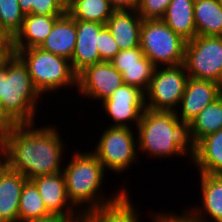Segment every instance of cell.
I'll return each mask as SVG.
<instances>
[{
  "label": "cell",
  "instance_id": "obj_1",
  "mask_svg": "<svg viewBox=\"0 0 222 222\" xmlns=\"http://www.w3.org/2000/svg\"><path fill=\"white\" fill-rule=\"evenodd\" d=\"M17 125L0 143V158L27 180L62 172L64 141L54 126ZM62 161V163H61Z\"/></svg>",
  "mask_w": 222,
  "mask_h": 222
},
{
  "label": "cell",
  "instance_id": "obj_2",
  "mask_svg": "<svg viewBox=\"0 0 222 222\" xmlns=\"http://www.w3.org/2000/svg\"><path fill=\"white\" fill-rule=\"evenodd\" d=\"M137 130V150L149 158H169L195 154V144L190 135V123L181 122L175 111L145 109Z\"/></svg>",
  "mask_w": 222,
  "mask_h": 222
},
{
  "label": "cell",
  "instance_id": "obj_3",
  "mask_svg": "<svg viewBox=\"0 0 222 222\" xmlns=\"http://www.w3.org/2000/svg\"><path fill=\"white\" fill-rule=\"evenodd\" d=\"M70 159L69 163L63 166L62 172L68 198L76 209L79 208L82 215L115 200L124 190H127L123 186L113 196L110 195L107 198L101 195L103 190L100 188L106 171L92 150L82 153L76 151Z\"/></svg>",
  "mask_w": 222,
  "mask_h": 222
},
{
  "label": "cell",
  "instance_id": "obj_4",
  "mask_svg": "<svg viewBox=\"0 0 222 222\" xmlns=\"http://www.w3.org/2000/svg\"><path fill=\"white\" fill-rule=\"evenodd\" d=\"M27 66L16 55L7 56L0 64V104L17 124L35 123L39 98Z\"/></svg>",
  "mask_w": 222,
  "mask_h": 222
},
{
  "label": "cell",
  "instance_id": "obj_5",
  "mask_svg": "<svg viewBox=\"0 0 222 222\" xmlns=\"http://www.w3.org/2000/svg\"><path fill=\"white\" fill-rule=\"evenodd\" d=\"M27 66L35 88L41 95L61 88L77 87V74L71 61L41 47L18 50L15 53Z\"/></svg>",
  "mask_w": 222,
  "mask_h": 222
},
{
  "label": "cell",
  "instance_id": "obj_6",
  "mask_svg": "<svg viewBox=\"0 0 222 222\" xmlns=\"http://www.w3.org/2000/svg\"><path fill=\"white\" fill-rule=\"evenodd\" d=\"M186 42L162 19H143L140 48L155 67L183 64Z\"/></svg>",
  "mask_w": 222,
  "mask_h": 222
},
{
  "label": "cell",
  "instance_id": "obj_7",
  "mask_svg": "<svg viewBox=\"0 0 222 222\" xmlns=\"http://www.w3.org/2000/svg\"><path fill=\"white\" fill-rule=\"evenodd\" d=\"M131 127L109 126L104 129L99 138L97 146L92 151L103 165L105 171L108 169L115 174H120L130 169L133 162H137V138Z\"/></svg>",
  "mask_w": 222,
  "mask_h": 222
},
{
  "label": "cell",
  "instance_id": "obj_8",
  "mask_svg": "<svg viewBox=\"0 0 222 222\" xmlns=\"http://www.w3.org/2000/svg\"><path fill=\"white\" fill-rule=\"evenodd\" d=\"M183 65L189 77L222 83L221 36L196 35L186 42Z\"/></svg>",
  "mask_w": 222,
  "mask_h": 222
},
{
  "label": "cell",
  "instance_id": "obj_9",
  "mask_svg": "<svg viewBox=\"0 0 222 222\" xmlns=\"http://www.w3.org/2000/svg\"><path fill=\"white\" fill-rule=\"evenodd\" d=\"M188 78L183 64L155 67L145 93L146 108L153 111H177Z\"/></svg>",
  "mask_w": 222,
  "mask_h": 222
},
{
  "label": "cell",
  "instance_id": "obj_10",
  "mask_svg": "<svg viewBox=\"0 0 222 222\" xmlns=\"http://www.w3.org/2000/svg\"><path fill=\"white\" fill-rule=\"evenodd\" d=\"M103 110L118 127H131V123L138 126L142 114L146 109L145 93L128 84L118 87L108 98L100 103ZM130 123V124H129Z\"/></svg>",
  "mask_w": 222,
  "mask_h": 222
},
{
  "label": "cell",
  "instance_id": "obj_11",
  "mask_svg": "<svg viewBox=\"0 0 222 222\" xmlns=\"http://www.w3.org/2000/svg\"><path fill=\"white\" fill-rule=\"evenodd\" d=\"M124 84L122 74L111 62L101 61L86 67L77 75V91L81 96L93 100L108 98L118 87Z\"/></svg>",
  "mask_w": 222,
  "mask_h": 222
},
{
  "label": "cell",
  "instance_id": "obj_12",
  "mask_svg": "<svg viewBox=\"0 0 222 222\" xmlns=\"http://www.w3.org/2000/svg\"><path fill=\"white\" fill-rule=\"evenodd\" d=\"M220 96L219 83L211 80L189 77L186 82L180 106L177 111H175L176 115L181 122L190 123L206 106L214 102Z\"/></svg>",
  "mask_w": 222,
  "mask_h": 222
},
{
  "label": "cell",
  "instance_id": "obj_13",
  "mask_svg": "<svg viewBox=\"0 0 222 222\" xmlns=\"http://www.w3.org/2000/svg\"><path fill=\"white\" fill-rule=\"evenodd\" d=\"M104 24L76 20V44L71 58V66L78 75L86 67L101 62L98 48L99 31Z\"/></svg>",
  "mask_w": 222,
  "mask_h": 222
},
{
  "label": "cell",
  "instance_id": "obj_14",
  "mask_svg": "<svg viewBox=\"0 0 222 222\" xmlns=\"http://www.w3.org/2000/svg\"><path fill=\"white\" fill-rule=\"evenodd\" d=\"M51 215H82L70 202L63 172L42 175L31 180Z\"/></svg>",
  "mask_w": 222,
  "mask_h": 222
},
{
  "label": "cell",
  "instance_id": "obj_15",
  "mask_svg": "<svg viewBox=\"0 0 222 222\" xmlns=\"http://www.w3.org/2000/svg\"><path fill=\"white\" fill-rule=\"evenodd\" d=\"M27 178L0 158V222L19 221V202Z\"/></svg>",
  "mask_w": 222,
  "mask_h": 222
},
{
  "label": "cell",
  "instance_id": "obj_16",
  "mask_svg": "<svg viewBox=\"0 0 222 222\" xmlns=\"http://www.w3.org/2000/svg\"><path fill=\"white\" fill-rule=\"evenodd\" d=\"M142 22L143 19L137 10H114L105 26L120 50H127L140 46Z\"/></svg>",
  "mask_w": 222,
  "mask_h": 222
},
{
  "label": "cell",
  "instance_id": "obj_17",
  "mask_svg": "<svg viewBox=\"0 0 222 222\" xmlns=\"http://www.w3.org/2000/svg\"><path fill=\"white\" fill-rule=\"evenodd\" d=\"M61 16L26 14L21 29L13 37L14 54L18 50L40 47Z\"/></svg>",
  "mask_w": 222,
  "mask_h": 222
},
{
  "label": "cell",
  "instance_id": "obj_18",
  "mask_svg": "<svg viewBox=\"0 0 222 222\" xmlns=\"http://www.w3.org/2000/svg\"><path fill=\"white\" fill-rule=\"evenodd\" d=\"M200 177L203 206L191 211L203 222H222V175L200 173Z\"/></svg>",
  "mask_w": 222,
  "mask_h": 222
},
{
  "label": "cell",
  "instance_id": "obj_19",
  "mask_svg": "<svg viewBox=\"0 0 222 222\" xmlns=\"http://www.w3.org/2000/svg\"><path fill=\"white\" fill-rule=\"evenodd\" d=\"M76 20L67 12L59 17L40 46L42 49L71 60L76 44Z\"/></svg>",
  "mask_w": 222,
  "mask_h": 222
},
{
  "label": "cell",
  "instance_id": "obj_20",
  "mask_svg": "<svg viewBox=\"0 0 222 222\" xmlns=\"http://www.w3.org/2000/svg\"><path fill=\"white\" fill-rule=\"evenodd\" d=\"M129 194L124 190L115 200L83 215L82 222H140Z\"/></svg>",
  "mask_w": 222,
  "mask_h": 222
},
{
  "label": "cell",
  "instance_id": "obj_21",
  "mask_svg": "<svg viewBox=\"0 0 222 222\" xmlns=\"http://www.w3.org/2000/svg\"><path fill=\"white\" fill-rule=\"evenodd\" d=\"M190 162L197 165L199 173L222 175V130L198 141Z\"/></svg>",
  "mask_w": 222,
  "mask_h": 222
},
{
  "label": "cell",
  "instance_id": "obj_22",
  "mask_svg": "<svg viewBox=\"0 0 222 222\" xmlns=\"http://www.w3.org/2000/svg\"><path fill=\"white\" fill-rule=\"evenodd\" d=\"M195 0H171L162 20L185 41L196 35L194 20Z\"/></svg>",
  "mask_w": 222,
  "mask_h": 222
},
{
  "label": "cell",
  "instance_id": "obj_23",
  "mask_svg": "<svg viewBox=\"0 0 222 222\" xmlns=\"http://www.w3.org/2000/svg\"><path fill=\"white\" fill-rule=\"evenodd\" d=\"M194 20L197 35L222 36V7L218 0H195Z\"/></svg>",
  "mask_w": 222,
  "mask_h": 222
},
{
  "label": "cell",
  "instance_id": "obj_24",
  "mask_svg": "<svg viewBox=\"0 0 222 222\" xmlns=\"http://www.w3.org/2000/svg\"><path fill=\"white\" fill-rule=\"evenodd\" d=\"M114 9L109 0H67L66 12L75 20L106 24Z\"/></svg>",
  "mask_w": 222,
  "mask_h": 222
},
{
  "label": "cell",
  "instance_id": "obj_25",
  "mask_svg": "<svg viewBox=\"0 0 222 222\" xmlns=\"http://www.w3.org/2000/svg\"><path fill=\"white\" fill-rule=\"evenodd\" d=\"M219 130H222V96L206 106L190 122V135L194 144Z\"/></svg>",
  "mask_w": 222,
  "mask_h": 222
},
{
  "label": "cell",
  "instance_id": "obj_26",
  "mask_svg": "<svg viewBox=\"0 0 222 222\" xmlns=\"http://www.w3.org/2000/svg\"><path fill=\"white\" fill-rule=\"evenodd\" d=\"M51 215L42 200L35 184L28 180L24 186L19 202V220L43 218Z\"/></svg>",
  "mask_w": 222,
  "mask_h": 222
},
{
  "label": "cell",
  "instance_id": "obj_27",
  "mask_svg": "<svg viewBox=\"0 0 222 222\" xmlns=\"http://www.w3.org/2000/svg\"><path fill=\"white\" fill-rule=\"evenodd\" d=\"M154 69L155 66L145 55L141 58V65L121 66L124 84L134 86L146 93Z\"/></svg>",
  "mask_w": 222,
  "mask_h": 222
},
{
  "label": "cell",
  "instance_id": "obj_28",
  "mask_svg": "<svg viewBox=\"0 0 222 222\" xmlns=\"http://www.w3.org/2000/svg\"><path fill=\"white\" fill-rule=\"evenodd\" d=\"M24 17L18 0H0V26L12 38L21 29Z\"/></svg>",
  "mask_w": 222,
  "mask_h": 222
},
{
  "label": "cell",
  "instance_id": "obj_29",
  "mask_svg": "<svg viewBox=\"0 0 222 222\" xmlns=\"http://www.w3.org/2000/svg\"><path fill=\"white\" fill-rule=\"evenodd\" d=\"M21 11L36 15H64L67 0H18Z\"/></svg>",
  "mask_w": 222,
  "mask_h": 222
},
{
  "label": "cell",
  "instance_id": "obj_30",
  "mask_svg": "<svg viewBox=\"0 0 222 222\" xmlns=\"http://www.w3.org/2000/svg\"><path fill=\"white\" fill-rule=\"evenodd\" d=\"M171 0H140L137 12L142 19H162Z\"/></svg>",
  "mask_w": 222,
  "mask_h": 222
},
{
  "label": "cell",
  "instance_id": "obj_31",
  "mask_svg": "<svg viewBox=\"0 0 222 222\" xmlns=\"http://www.w3.org/2000/svg\"><path fill=\"white\" fill-rule=\"evenodd\" d=\"M99 55L101 61L110 62L120 51L118 44L106 26L99 31Z\"/></svg>",
  "mask_w": 222,
  "mask_h": 222
},
{
  "label": "cell",
  "instance_id": "obj_32",
  "mask_svg": "<svg viewBox=\"0 0 222 222\" xmlns=\"http://www.w3.org/2000/svg\"><path fill=\"white\" fill-rule=\"evenodd\" d=\"M144 56L140 46L120 50L110 61L113 67L121 73V66L141 65V58Z\"/></svg>",
  "mask_w": 222,
  "mask_h": 222
},
{
  "label": "cell",
  "instance_id": "obj_33",
  "mask_svg": "<svg viewBox=\"0 0 222 222\" xmlns=\"http://www.w3.org/2000/svg\"><path fill=\"white\" fill-rule=\"evenodd\" d=\"M152 215V222H203L190 209L184 210V213L179 215L172 213L155 212Z\"/></svg>",
  "mask_w": 222,
  "mask_h": 222
},
{
  "label": "cell",
  "instance_id": "obj_34",
  "mask_svg": "<svg viewBox=\"0 0 222 222\" xmlns=\"http://www.w3.org/2000/svg\"><path fill=\"white\" fill-rule=\"evenodd\" d=\"M17 124L4 111L0 104V143L16 128Z\"/></svg>",
  "mask_w": 222,
  "mask_h": 222
},
{
  "label": "cell",
  "instance_id": "obj_35",
  "mask_svg": "<svg viewBox=\"0 0 222 222\" xmlns=\"http://www.w3.org/2000/svg\"><path fill=\"white\" fill-rule=\"evenodd\" d=\"M83 215H49L43 218L19 220L18 222H82Z\"/></svg>",
  "mask_w": 222,
  "mask_h": 222
},
{
  "label": "cell",
  "instance_id": "obj_36",
  "mask_svg": "<svg viewBox=\"0 0 222 222\" xmlns=\"http://www.w3.org/2000/svg\"><path fill=\"white\" fill-rule=\"evenodd\" d=\"M0 51L7 57L13 52V38L0 26Z\"/></svg>",
  "mask_w": 222,
  "mask_h": 222
},
{
  "label": "cell",
  "instance_id": "obj_37",
  "mask_svg": "<svg viewBox=\"0 0 222 222\" xmlns=\"http://www.w3.org/2000/svg\"><path fill=\"white\" fill-rule=\"evenodd\" d=\"M114 10H137L140 0H109Z\"/></svg>",
  "mask_w": 222,
  "mask_h": 222
},
{
  "label": "cell",
  "instance_id": "obj_38",
  "mask_svg": "<svg viewBox=\"0 0 222 222\" xmlns=\"http://www.w3.org/2000/svg\"><path fill=\"white\" fill-rule=\"evenodd\" d=\"M6 58V56L0 51V64Z\"/></svg>",
  "mask_w": 222,
  "mask_h": 222
},
{
  "label": "cell",
  "instance_id": "obj_39",
  "mask_svg": "<svg viewBox=\"0 0 222 222\" xmlns=\"http://www.w3.org/2000/svg\"><path fill=\"white\" fill-rule=\"evenodd\" d=\"M220 92H221V96H222V83L220 84Z\"/></svg>",
  "mask_w": 222,
  "mask_h": 222
},
{
  "label": "cell",
  "instance_id": "obj_40",
  "mask_svg": "<svg viewBox=\"0 0 222 222\" xmlns=\"http://www.w3.org/2000/svg\"><path fill=\"white\" fill-rule=\"evenodd\" d=\"M219 1V4L221 5V7H222V0H218Z\"/></svg>",
  "mask_w": 222,
  "mask_h": 222
}]
</instances>
